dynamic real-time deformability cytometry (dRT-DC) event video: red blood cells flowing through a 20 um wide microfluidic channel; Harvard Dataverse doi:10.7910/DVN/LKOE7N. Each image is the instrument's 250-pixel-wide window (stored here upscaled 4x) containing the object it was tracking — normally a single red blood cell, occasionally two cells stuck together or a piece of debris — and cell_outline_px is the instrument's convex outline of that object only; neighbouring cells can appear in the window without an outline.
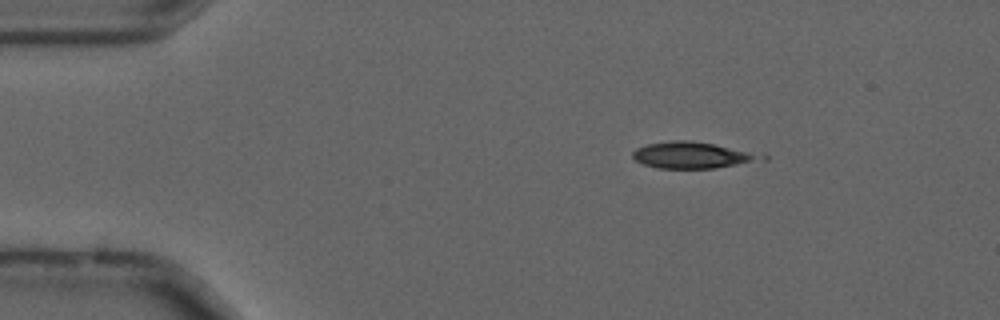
{"species": "common noctule bat (a hibernating species)", "species_latin": "Nyctalus noctula", "temperature_condition": "cold", "stored_images_in_passage": 14, "camera_frame_rate_fps": 3000, "um_per_image_px": 0.085, "animal": {"sex": "male", "forearm_length_mm": 52.5}, "frame": {"image": 1, "passage_image": 8, "time_ms": 2.333, "image_size_px": [1000, 320], "cell_outline_px": [[768, 160], [712, 168], [656, 168], [644, 164], [636, 160], [632, 156], [632, 152], [636, 148], [648, 144], [672, 140], [688, 140], [764, 152], [768, 156]], "centroid_in_image_um": [59.0, 13.18], "position_along_channel_um": 26.0, "area_um2": 20.23}}